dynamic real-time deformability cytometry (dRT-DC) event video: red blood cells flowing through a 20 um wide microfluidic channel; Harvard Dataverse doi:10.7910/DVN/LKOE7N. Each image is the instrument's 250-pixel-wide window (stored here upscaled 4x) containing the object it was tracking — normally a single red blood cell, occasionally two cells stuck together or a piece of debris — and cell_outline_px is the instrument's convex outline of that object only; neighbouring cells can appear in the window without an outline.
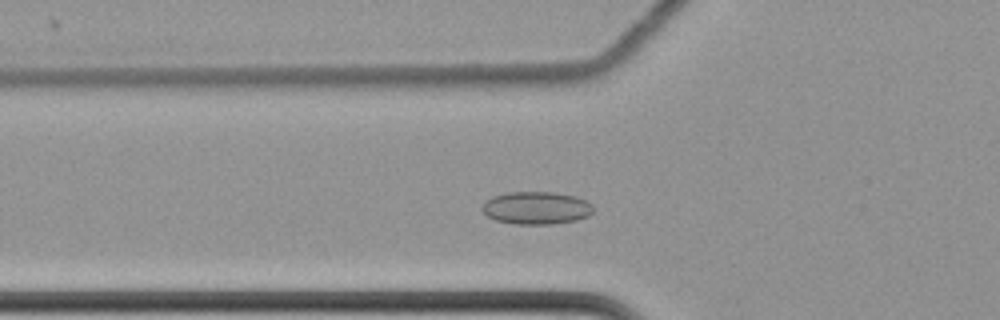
{"species": "common noctule bat (a hibernating species)", "species_latin": "Nyctalus noctula", "temperature_condition": "cold", "stored_images_in_passage": 55, "camera_frame_rate_fps": 3000, "um_per_image_px": 0.085, "animal": {"sex": "female", "body_mass_g": 22.7, "forearm_length_mm": 54.2}, "frame": {"image": 1, "passage_image": 16, "time_ms": 5.0, "image_size_px": [1000, 320], "cell_outline_px": [[592, 212], [588, 216], [576, 220], [552, 224], [516, 224], [496, 220], [488, 216], [480, 208], [484, 200], [492, 196], [508, 192], [552, 192], [576, 196], [592, 204]], "centroid_in_image_um": [45.55, 17.67], "position_along_channel_um": 80.2, "area_um2": 21.21}}
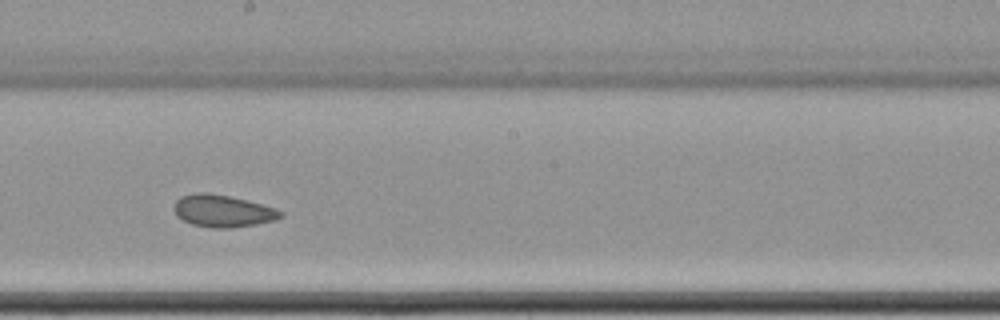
{"frame": {"image": 2, "passage_image": 29, "time_ms": 9.333, "image_size_px": [1000, 320], "cell_outline_px": [[284, 216], [276, 220], [256, 224], [228, 228], [208, 228], [192, 224], [176, 216], [172, 208], [176, 200], [180, 196], [196, 192], [204, 192], [228, 196], [276, 208], [284, 212]], "centroid_in_image_um": [18.91, 17.94], "position_along_channel_um": 229.3, "area_um2": 20.06}}
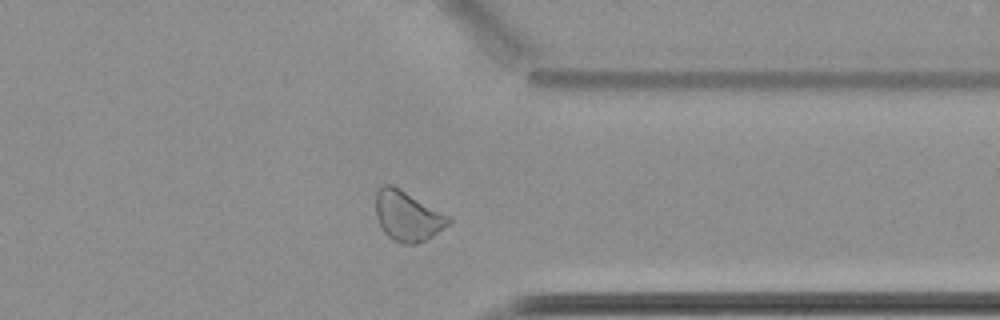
{"frame": {"image": 3, "passage_image": 42, "time_ms": 13.667, "image_size_px": [1000, 320], "cell_outline_px": [[452, 220], [448, 224], [432, 236], [416, 244], [400, 244], [392, 240], [384, 232], [376, 216], [376, 192], [384, 184], [392, 184], [400, 188], [452, 216]], "centroid_in_image_um": [34.65, 18.35], "position_along_channel_um": 376.7, "area_um2": 21.39}, "authors_computed_cell_mechanics": {"area_um2": 21.2126, "velocity_mm_per_s": 3.4544, "shape_relaxation_time_tau1_ms": null, "shape_relaxation_time_tau2_ms": 3.7773, "deformation_change_tau1": null, "deformation_change_tau2": 0.0857}}